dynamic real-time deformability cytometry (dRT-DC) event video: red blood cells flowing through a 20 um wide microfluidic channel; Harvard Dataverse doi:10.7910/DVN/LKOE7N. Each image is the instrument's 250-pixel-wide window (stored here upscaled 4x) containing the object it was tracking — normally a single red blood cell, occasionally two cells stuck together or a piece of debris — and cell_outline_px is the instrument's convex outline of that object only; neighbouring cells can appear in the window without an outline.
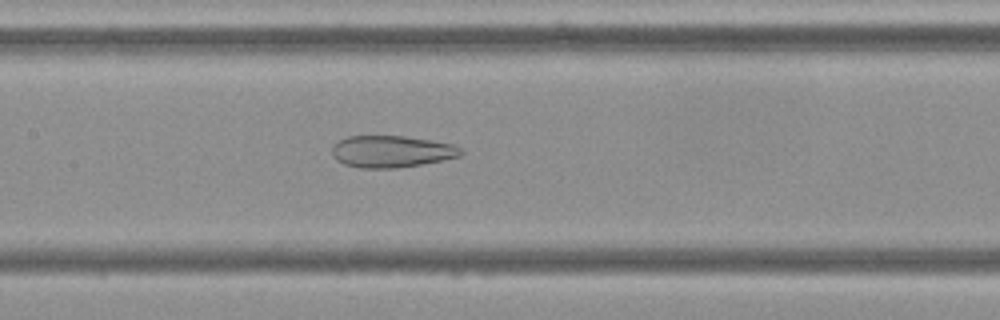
{"species": "Egyptian fruit bat (a non-hibernating species)", "species_latin": "Rousettus aegyptiacus", "temperature_condition": "cold", "stored_images_in_passage": 42, "camera_frame_rate_fps": 3000, "um_per_image_px": 0.085, "frame": {"image": 1, "passage_image": 13, "time_ms": 4.0, "image_size_px": [1000, 320], "cell_outline_px": [[464, 152], [460, 156], [420, 164], [396, 168], [360, 168], [344, 164], [336, 160], [332, 156], [332, 144], [348, 136], [404, 136], [432, 140], [452, 144], [460, 148]], "centroid_in_image_um": [33.24, 12.87], "position_along_channel_um": 174.2, "area_um2": 23.87}}
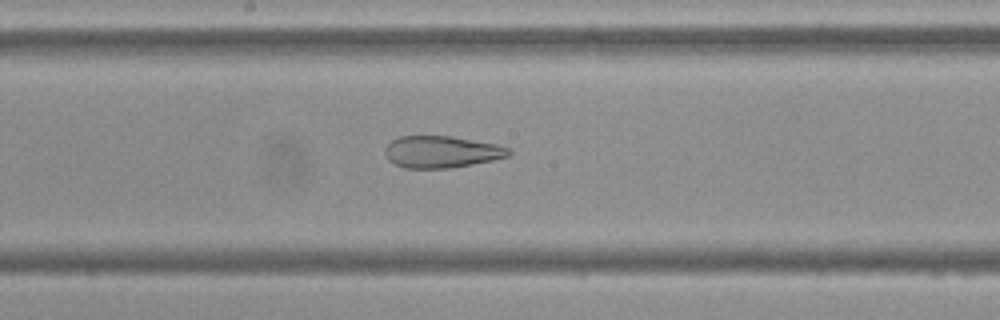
{"frame": {"image": 2, "passage_image": 16, "time_ms": 5.0, "image_size_px": [1000, 320], "cell_outline_px": [[512, 152], [508, 156], [492, 160], [472, 164], [448, 168], [404, 168], [388, 160], [384, 156], [384, 148], [392, 140], [400, 136], [452, 136], [496, 144], [508, 148]], "centroid_in_image_um": [37.49, 12.9], "position_along_channel_um": 210.7, "area_um2": 22.95}}
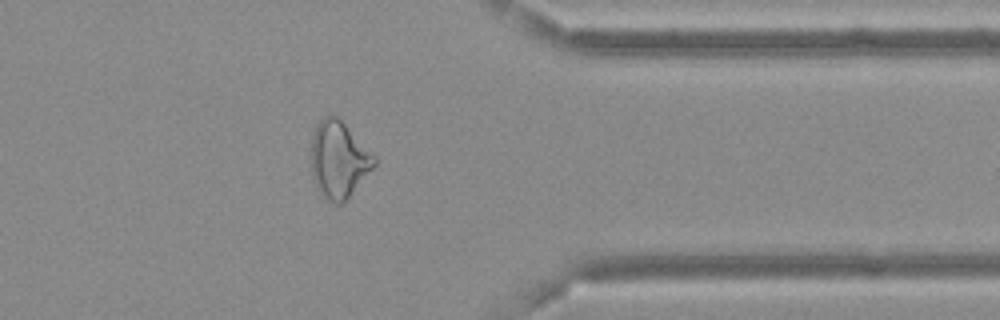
{"frame": {"image": 3, "passage_image": 31, "time_ms": 10.0, "image_size_px": [1000, 320], "cell_outline_px": [[376, 164], [344, 204], [336, 204], [324, 196], [316, 188], [312, 176], [312, 136], [316, 124], [324, 116], [336, 116], [376, 156]], "centroid_in_image_um": [28.79, 13.6], "position_along_channel_um": 382.6, "area_um2": 27.98}, "authors_computed_cell_mechanics": {"area_um2": 27.6284, "velocity_mm_per_s": 3.6685, "shape_relaxation_time_tau1_ms": null, "shape_relaxation_time_tau2_ms": 2.7948, "deformation_change_tau1": null, "deformation_change_tau2": 0.1323}}